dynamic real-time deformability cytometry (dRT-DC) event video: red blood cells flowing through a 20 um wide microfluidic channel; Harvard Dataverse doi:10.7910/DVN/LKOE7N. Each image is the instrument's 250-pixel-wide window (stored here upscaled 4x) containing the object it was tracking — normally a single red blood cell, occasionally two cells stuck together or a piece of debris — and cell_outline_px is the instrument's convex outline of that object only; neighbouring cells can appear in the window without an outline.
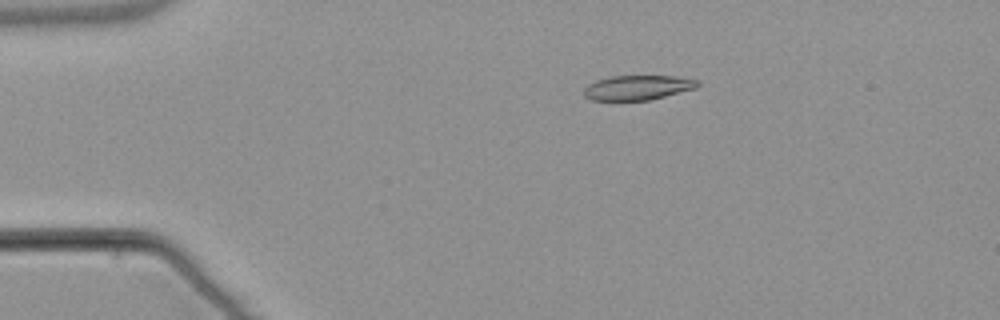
{"species": "common noctule bat (a hibernating species)", "species_latin": "Nyctalus noctula", "temperature_condition": "warm", "stored_images_in_passage": 54, "camera_frame_rate_fps": 3000, "um_per_image_px": 0.085, "animal": {"sex": "male", "body_mass_g": 21.5, "forearm_length_mm": 52.0}, "frame": {"image": 1, "passage_image": 11, "time_ms": 3.333, "image_size_px": [1000, 320], "cell_outline_px": [[700, 84], [696, 88], [648, 100], [592, 100], [584, 96], [584, 88], [588, 84], [596, 80], [612, 76], [676, 76], [700, 80]], "centroid_in_image_um": [54.21, 7.43], "position_along_channel_um": 30.8, "area_um2": 16.3}}
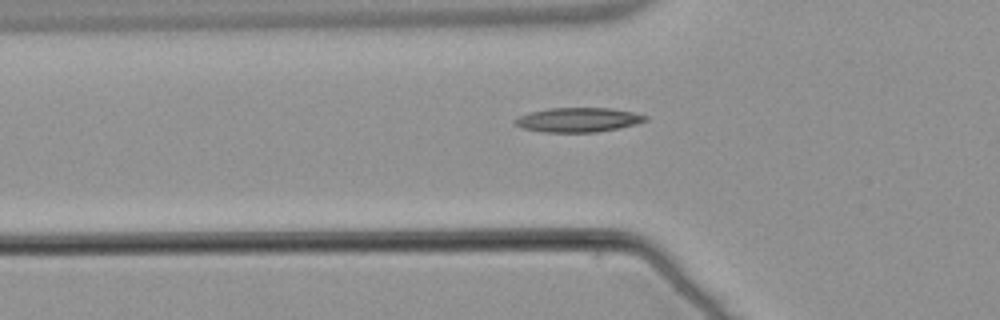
{"frame": {"image": 2, "passage_image": 19, "time_ms": 6.0, "image_size_px": [1000, 320], "cell_outline_px": [[648, 120], [636, 124], [596, 132], [544, 132], [524, 128], [516, 124], [512, 120], [520, 116], [532, 112], [548, 108], [612, 108], [632, 112], [648, 116]], "centroid_in_image_um": [49.17, 10.18], "position_along_channel_um": 76.6, "area_um2": 18.32}}
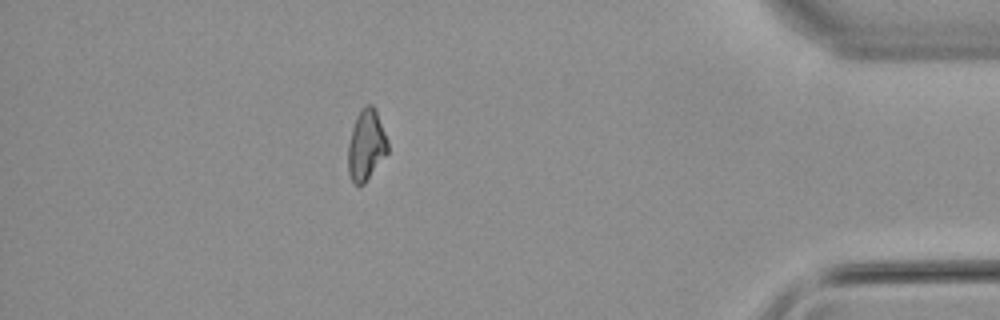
{"frame": {"image": 3, "passage_image": 48, "time_ms": 15.667, "image_size_px": [1000, 320], "cell_outline_px": [[388, 152], [364, 184], [356, 184], [352, 180], [348, 172], [348, 144], [352, 128], [356, 116], [360, 108], [364, 104], [372, 104], [376, 108], [388, 140]], "centroid_in_image_um": [31.13, 12.28], "position_along_channel_um": 404.1, "area_um2": 16.53}, "authors_computed_cell_mechanics": {"area_um2": 16.8198, "velocity_mm_per_s": 3.8335, "shape_relaxation_time_tau1_ms": null, "shape_relaxation_time_tau2_ms": 10.6584, "deformation_change_tau1": null, "deformation_change_tau2": 0.1852}}